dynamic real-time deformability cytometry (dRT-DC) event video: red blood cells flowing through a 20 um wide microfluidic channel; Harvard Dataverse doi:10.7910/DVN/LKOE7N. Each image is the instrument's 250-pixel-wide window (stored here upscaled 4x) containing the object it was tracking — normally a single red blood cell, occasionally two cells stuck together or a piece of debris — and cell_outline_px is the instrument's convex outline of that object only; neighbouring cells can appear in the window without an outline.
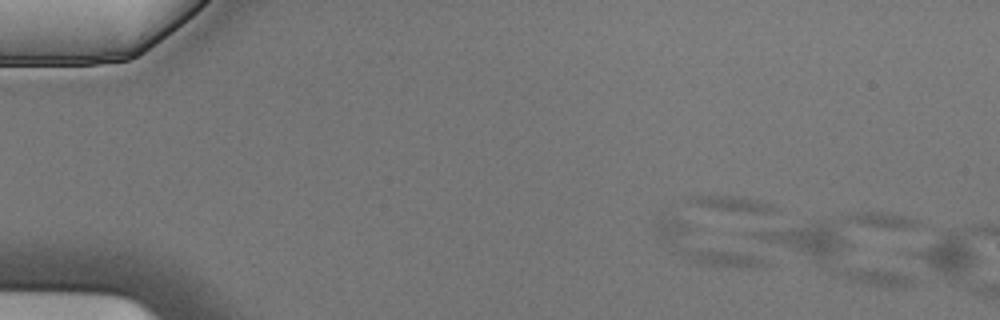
{"species": "Egyptian fruit bat (a non-hibernating species)", "species_latin": "Rousettus aegyptiacus", "temperature_condition": "cold", "stored_images_in_passage": 3, "camera_frame_rate_fps": 3000, "um_per_image_px": 0.085, "animal": {"sex": "male"}, "frame": {"image": 1, "passage_image": 2, "time_ms": 0.333, "image_size_px": [1000, 320], "cell_outline_px": [[772, 264], [764, 268], [736, 268], [700, 264], [680, 256], [660, 236], [652, 224], [656, 220], [684, 220]], "centroid_in_image_um": [59.92, 20.93], "position_along_channel_um": 25.1, "area_um2": 20.4}}